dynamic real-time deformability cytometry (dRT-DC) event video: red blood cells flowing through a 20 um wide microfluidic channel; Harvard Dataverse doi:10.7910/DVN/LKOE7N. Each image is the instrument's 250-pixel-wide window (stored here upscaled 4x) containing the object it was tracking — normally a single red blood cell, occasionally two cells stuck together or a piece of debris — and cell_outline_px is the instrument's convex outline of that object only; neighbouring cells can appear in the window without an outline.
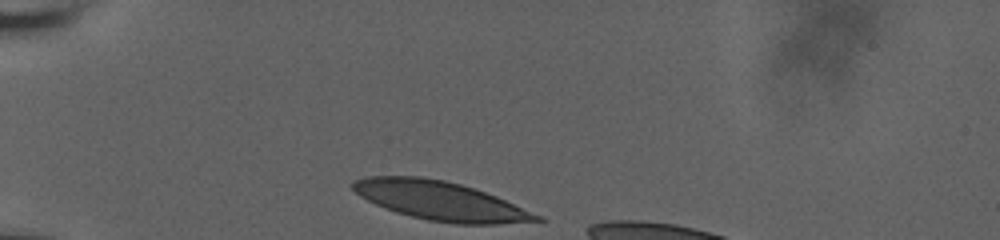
{"species": "human", "species_latin": "Homo sapiens", "temperature_condition": "room temperature", "stored_images_in_passage": 33, "camera_frame_rate_fps": 3000, "um_per_image_px": 0.085, "donor": {"sex": "male"}, "frame": {"image": 1, "passage_image": 1, "time_ms": 0.0, "image_size_px": [1000, 240], "cell_outline_px": [[548, 220], [496, 224], [456, 224], [428, 220], [396, 212], [376, 204], [360, 196], [352, 188], [352, 180], [368, 176], [420, 176], [444, 180], [460, 184], [496, 196], [544, 216]], "centroid_in_image_um": [37.46, 17.07], "position_along_channel_um": 47.5, "area_um2": 41.5}}
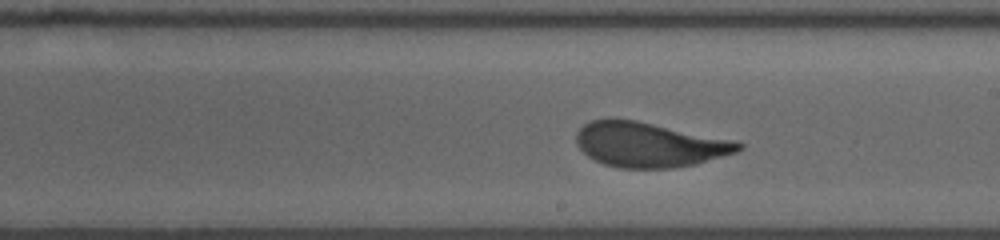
{"frame": {"image": 2, "passage_image": 19, "time_ms": 6.0, "image_size_px": [1000, 240], "cell_outline_px": [[744, 148], [736, 152], [696, 164], [672, 168], [620, 168], [604, 164], [588, 156], [576, 144], [576, 132], [584, 124], [592, 120], [636, 120], [736, 140], [744, 144]], "centroid_in_image_um": [55.22, 12.3], "position_along_channel_um": 233.8, "area_um2": 42.19}}
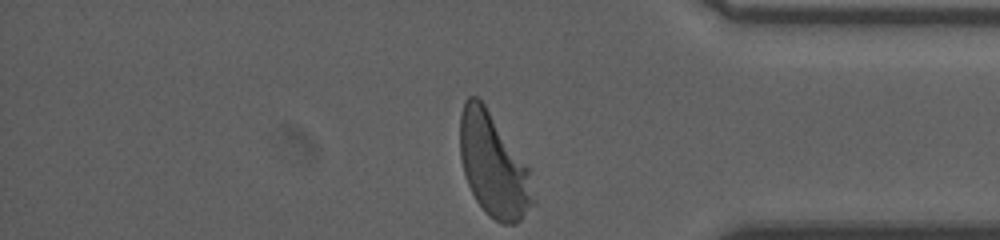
{"frame": {"image": 3, "passage_image": 33, "time_ms": 10.667, "image_size_px": [1000, 240], "cell_outline_px": [[536, 204], [516, 224], [500, 224], [488, 216], [484, 212], [476, 200], [468, 184], [464, 172], [460, 156], [460, 112], [464, 100], [468, 96], [476, 96], [484, 104], [528, 168], [536, 200]], "centroid_in_image_um": [41.94, 14.1], "position_along_channel_um": 393.3, "area_um2": 43.87}, "authors_computed_cell_mechanics": {"area_um2": 42.483, "velocity_mm_per_s": 3.7107, "shape_relaxation_time_tau1_ms": 3.1992, "shape_relaxation_time_tau2_ms": 0.8126, "deformation_change_tau1": 0.1749, "deformation_change_tau2": 0.0668}}